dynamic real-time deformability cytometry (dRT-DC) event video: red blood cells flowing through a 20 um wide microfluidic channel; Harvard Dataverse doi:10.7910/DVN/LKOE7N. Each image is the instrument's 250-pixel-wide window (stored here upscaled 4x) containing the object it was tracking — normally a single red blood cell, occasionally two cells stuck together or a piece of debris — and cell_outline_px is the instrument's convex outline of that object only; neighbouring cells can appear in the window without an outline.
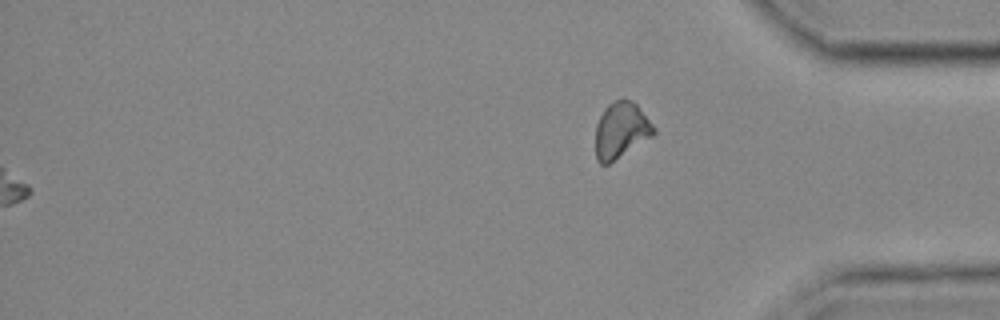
{"species": "common noctule bat (a hibernating species)", "species_latin": "Nyctalus noctula", "temperature_condition": "cold", "stored_images_in_passage": 60, "camera_frame_rate_fps": 3000, "um_per_image_px": 0.085, "animal": {"sex": "female", "body_mass_g": 25.1}, "frame": {"image": 1, "passage_image": 60, "time_ms": 19.667, "image_size_px": [1000, 320], "cell_outline_px": [[656, 132], [652, 136], [608, 164], [600, 164], [596, 160], [596, 124], [604, 108], [612, 100], [632, 100], [636, 104], [656, 128]], "centroid_in_image_um": [52.77, 11.06], "position_along_channel_um": 382.4, "area_um2": 18.84}}